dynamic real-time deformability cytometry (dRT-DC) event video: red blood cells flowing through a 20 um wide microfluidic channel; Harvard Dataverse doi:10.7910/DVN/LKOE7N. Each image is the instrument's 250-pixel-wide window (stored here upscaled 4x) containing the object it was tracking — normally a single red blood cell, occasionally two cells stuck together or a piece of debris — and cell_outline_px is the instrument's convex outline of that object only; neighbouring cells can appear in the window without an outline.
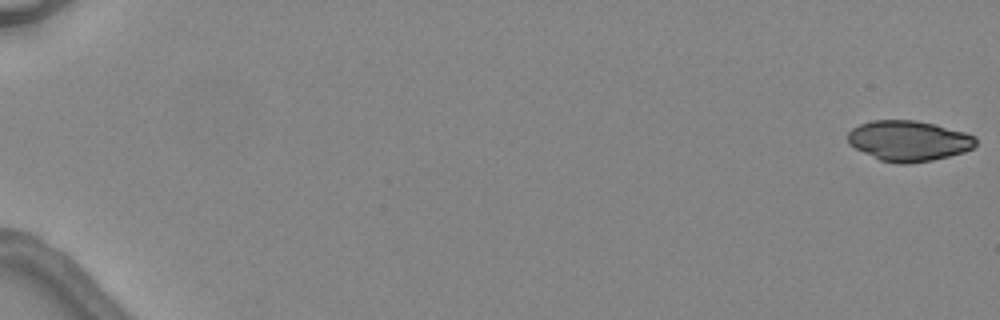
{"species": "common noctule bat (a hibernating species)", "species_latin": "Nyctalus noctula", "temperature_condition": "warm", "stored_images_in_passage": 6, "camera_frame_rate_fps": 3000, "um_per_image_px": 0.085, "animal": {"sex": "female", "body_mass_g": 24.6, "forearm_length_mm": 56.2}, "frame": {"image": 1, "passage_image": 1, "time_ms": 0.0, "image_size_px": [1000, 320], "cell_outline_px": [[976, 144], [972, 148], [964, 152], [932, 160], [908, 164], [900, 164], [880, 160], [848, 144], [848, 132], [852, 128], [860, 124], [872, 120], [916, 120], [936, 124], [964, 132], [976, 136]], "centroid_in_image_um": [77.24, 11.96], "position_along_channel_um": 7.8, "area_um2": 30.17}}